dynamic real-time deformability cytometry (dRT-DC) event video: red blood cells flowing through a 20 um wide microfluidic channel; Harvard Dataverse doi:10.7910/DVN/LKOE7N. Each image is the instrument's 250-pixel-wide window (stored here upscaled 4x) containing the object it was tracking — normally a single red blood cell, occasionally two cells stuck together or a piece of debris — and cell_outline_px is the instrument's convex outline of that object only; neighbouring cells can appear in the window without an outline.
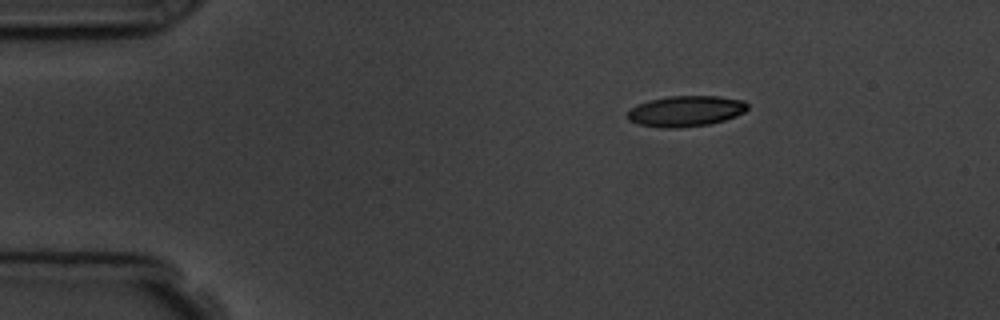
{"species": "common noctule bat (a hibernating species)", "species_latin": "Nyctalus noctula", "temperature_condition": "room temperature", "stored_images_in_passage": 3, "camera_frame_rate_fps": 3000, "um_per_image_px": 0.085, "animal": {"sex": "male", "body_mass_g": 19.5, "forearm_length_mm": 54.6}, "frame": {"image": 1, "passage_image": 1, "time_ms": 0.0, "image_size_px": [1000, 320], "cell_outline_px": [[748, 108], [744, 112], [736, 116], [724, 120], [708, 124], [680, 128], [660, 128], [640, 124], [628, 120], [628, 112], [636, 104], [648, 100], [668, 96], [720, 96], [744, 100], [748, 104]], "centroid_in_image_um": [58.3, 9.44], "position_along_channel_um": 26.7, "area_um2": 21.62}}